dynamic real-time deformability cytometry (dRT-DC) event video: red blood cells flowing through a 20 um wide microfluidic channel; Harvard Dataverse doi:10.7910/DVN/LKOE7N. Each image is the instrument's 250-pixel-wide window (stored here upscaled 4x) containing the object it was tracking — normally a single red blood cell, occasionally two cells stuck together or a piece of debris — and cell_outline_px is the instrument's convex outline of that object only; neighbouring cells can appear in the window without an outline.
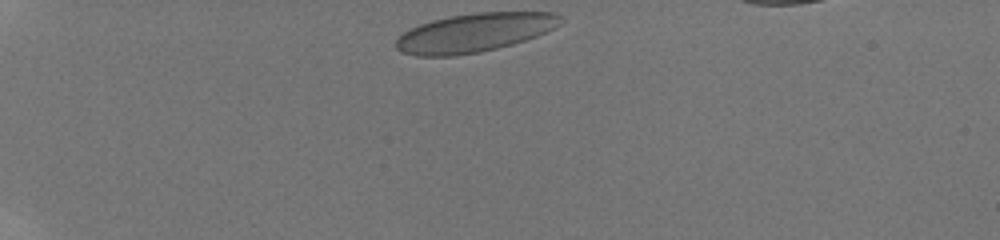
{"species": "human", "species_latin": "Homo sapiens", "temperature_condition": "room temperature", "stored_images_in_passage": 43, "camera_frame_rate_fps": 3000, "um_per_image_px": 0.085, "donor": {"sex": "male"}, "frame": {"image": 1, "passage_image": 1, "time_ms": 0.0, "image_size_px": [1000, 240], "cell_outline_px": [[564, 20], [560, 24], [536, 36], [512, 44], [480, 52], [452, 56], [416, 56], [404, 52], [396, 48], [396, 40], [404, 32], [420, 24], [432, 20], [452, 16], [480, 12], [552, 12], [560, 16]], "centroid_in_image_um": [40.33, 2.78], "position_along_channel_um": 44.7, "area_um2": 36.7}}
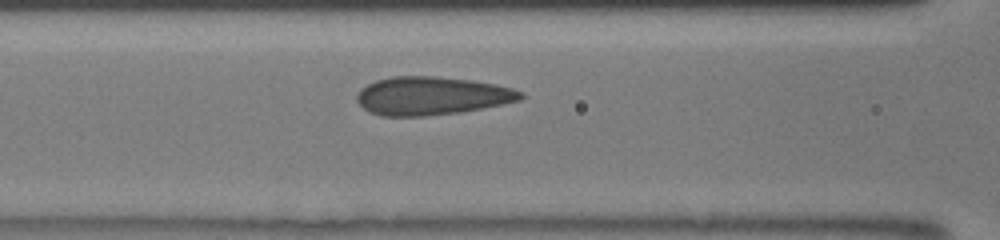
{"frame": {"image": 2, "passage_image": 22, "time_ms": 3.667, "image_size_px": [1000, 240], "cell_outline_px": [[524, 96], [520, 100], [460, 112], [424, 116], [380, 116], [368, 112], [356, 100], [356, 96], [368, 84], [376, 80], [392, 76], [432, 76], [468, 80], [496, 84], [512, 88], [520, 92]], "centroid_in_image_um": [36.66, 8.15], "position_along_channel_um": 129.9, "area_um2": 36.13}}
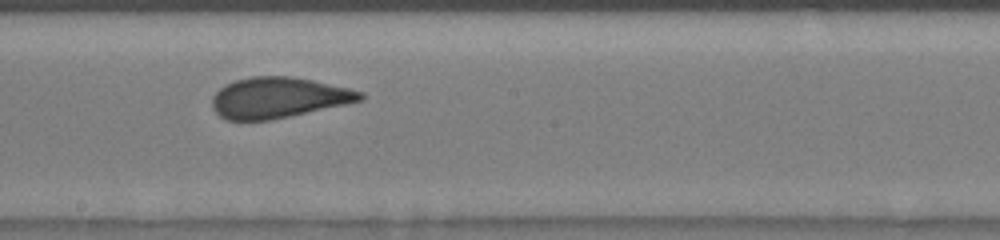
{"frame": {"image": 3, "passage_image": 37, "time_ms": 6.0, "image_size_px": [1000, 240], "cell_outline_px": [[364, 96], [360, 100], [344, 104], [272, 120], [224, 120], [212, 108], [212, 96], [220, 88], [236, 80], [252, 76], [288, 76], [312, 80], [348, 88], [364, 92]], "centroid_in_image_um": [23.62, 8.3], "position_along_channel_um": 224.6, "area_um2": 34.8}}